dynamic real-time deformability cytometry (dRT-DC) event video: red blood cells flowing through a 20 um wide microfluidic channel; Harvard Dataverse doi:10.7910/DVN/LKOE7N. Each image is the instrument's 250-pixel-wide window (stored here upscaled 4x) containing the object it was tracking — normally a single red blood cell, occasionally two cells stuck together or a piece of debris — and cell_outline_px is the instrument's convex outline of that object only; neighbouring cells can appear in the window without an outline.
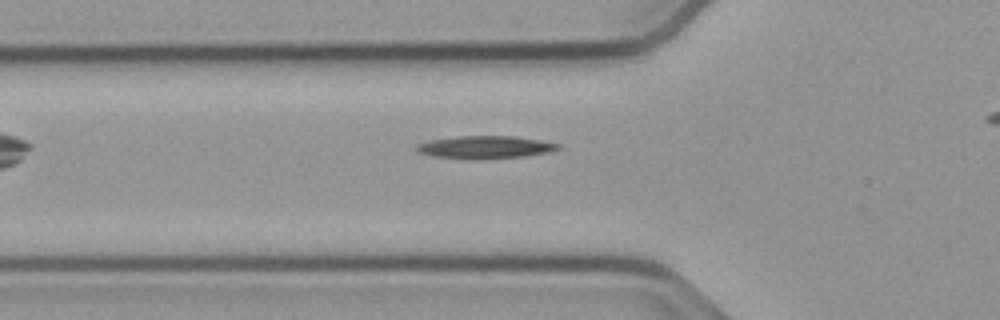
{"species": "common noctule bat (a hibernating species)", "species_latin": "Nyctalus noctula", "temperature_condition": "cold", "stored_images_in_passage": 32, "camera_frame_rate_fps": 3000, "um_per_image_px": 0.085, "animal": {"sex": "male", "body_mass_g": 23.1, "forearm_length_mm": 52.7}, "frame": {"image": 1, "passage_image": 3, "time_ms": 0.667, "image_size_px": [1000, 320], "cell_outline_px": [[560, 148], [552, 152], [524, 156], [476, 160], [464, 160], [432, 156], [420, 152], [416, 148], [420, 144], [432, 140], [456, 136], [516, 136], [540, 140], [560, 144]], "centroid_in_image_um": [41.29, 12.53], "position_along_channel_um": 84.5, "area_um2": 18.84}}
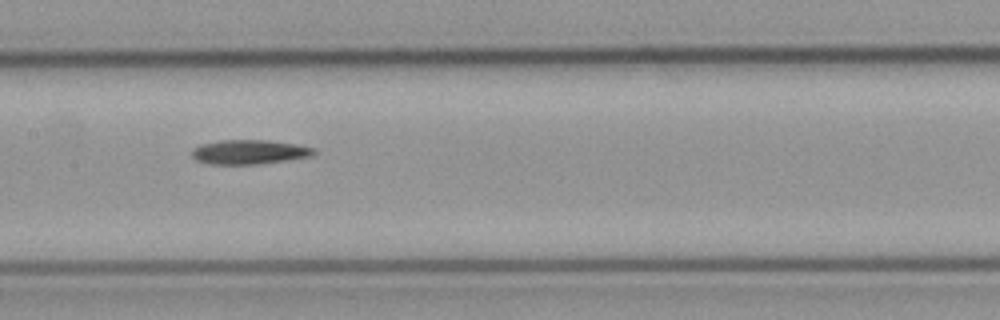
{"frame": {"image": 2, "passage_image": 11, "time_ms": 3.333, "image_size_px": [1000, 320], "cell_outline_px": [[316, 152], [312, 156], [288, 160], [256, 164], [208, 164], [196, 160], [192, 156], [192, 148], [200, 144], [220, 140], [268, 140], [296, 144], [316, 148]], "centroid_in_image_um": [21.19, 12.91], "position_along_channel_um": 186.2, "area_um2": 17.46}}
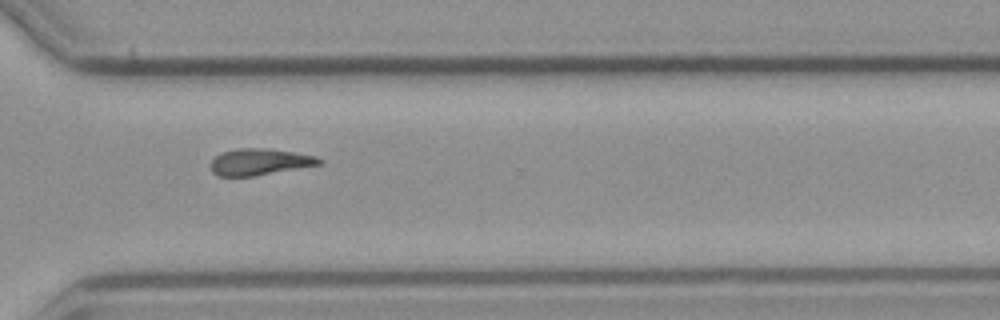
{"frame": {"image": 3, "passage_image": 24, "time_ms": 7.667, "image_size_px": [1000, 320], "cell_outline_px": [[324, 160], [320, 164], [252, 176], [216, 176], [212, 172], [212, 160], [220, 152], [236, 148], [268, 148], [316, 156]], "centroid_in_image_um": [22.03, 13.75], "position_along_channel_um": 348.6, "area_um2": 16.59}}